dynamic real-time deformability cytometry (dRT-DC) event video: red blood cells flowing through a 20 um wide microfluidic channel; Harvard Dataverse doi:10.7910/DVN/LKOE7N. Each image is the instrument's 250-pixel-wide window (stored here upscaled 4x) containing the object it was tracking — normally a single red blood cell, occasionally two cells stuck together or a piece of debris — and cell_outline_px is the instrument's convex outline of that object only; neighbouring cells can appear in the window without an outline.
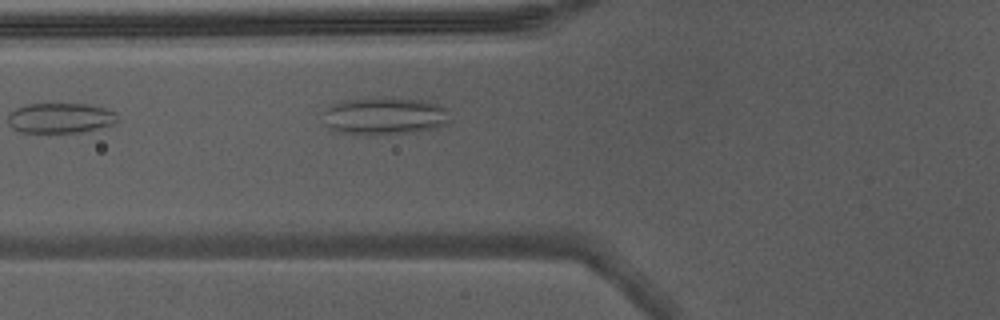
{"species": "Egyptian fruit bat (a non-hibernating species)", "species_latin": "Rousettus aegyptiacus", "temperature_condition": "warm", "stored_images_in_passage": 3, "camera_frame_rate_fps": 3000, "um_per_image_px": 0.085, "animal": {"sex": "male"}, "frame": {"image": 1, "passage_image": 3, "time_ms": 0.667, "image_size_px": [1000, 320], "cell_outline_px": [[452, 120], [448, 124], [436, 128], [416, 132], [372, 136], [368, 136], [340, 132], [328, 128], [320, 112], [324, 108], [332, 104], [344, 100], [424, 100], [448, 108]], "centroid_in_image_um": [32.7, 9.92], "position_along_channel_um": 93.1, "area_um2": 27.8}}